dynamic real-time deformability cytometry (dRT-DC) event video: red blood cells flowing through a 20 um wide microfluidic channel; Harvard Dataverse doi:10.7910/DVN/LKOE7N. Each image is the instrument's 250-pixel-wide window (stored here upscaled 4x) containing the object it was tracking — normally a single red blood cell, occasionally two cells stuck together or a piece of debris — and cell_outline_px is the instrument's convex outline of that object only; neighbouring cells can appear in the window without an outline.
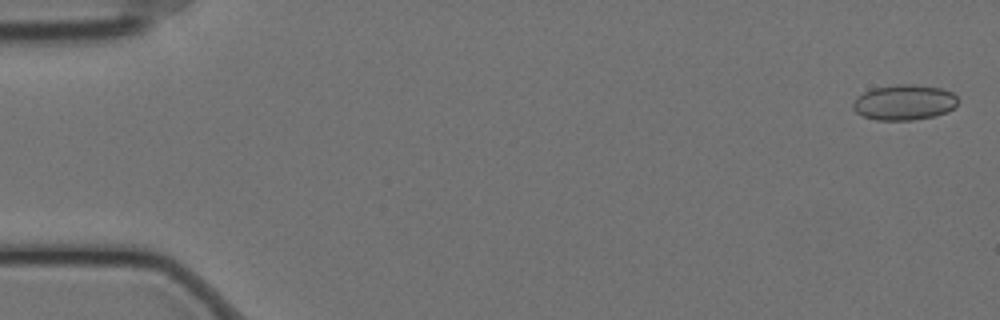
{"species": "Egyptian fruit bat (a non-hibernating species)", "species_latin": "Rousettus aegyptiacus", "temperature_condition": "cold", "stored_images_in_passage": 59, "camera_frame_rate_fps": 3000, "um_per_image_px": 0.085, "animal": {"sex": "female"}, "frame": {"image": 1, "passage_image": 2, "time_ms": 0.333, "image_size_px": [1000, 320], "cell_outline_px": [[960, 100], [948, 112], [936, 116], [912, 120], [876, 120], [864, 116], [856, 112], [852, 108], [852, 104], [856, 96], [872, 88], [896, 84], [912, 84], [940, 88], [952, 92]], "centroid_in_image_um": [76.85, 8.7], "position_along_channel_um": 8.2, "area_um2": 21.85}}
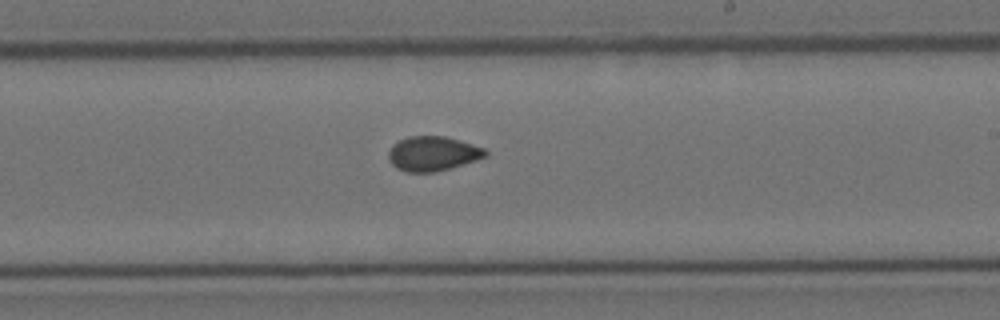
{"frame": {"image": 2, "passage_image": 35, "time_ms": 11.333, "image_size_px": [1000, 320], "cell_outline_px": [[488, 156], [476, 160], [448, 168], [432, 172], [404, 172], [396, 168], [388, 160], [388, 152], [392, 144], [408, 136], [444, 136], [460, 140], [484, 148], [488, 152]], "centroid_in_image_um": [36.76, 13.05], "position_along_channel_um": 252.2, "area_um2": 19.54}}
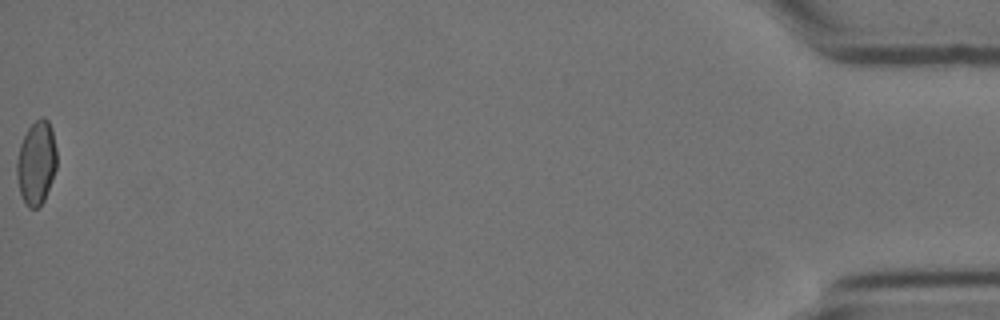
{"frame": {"image": 3, "passage_image": 59, "time_ms": 19.333, "image_size_px": [1000, 320], "cell_outline_px": [[56, 168], [52, 180], [44, 200], [36, 208], [28, 208], [20, 192], [16, 176], [16, 164], [20, 144], [28, 128], [40, 116], [44, 116], [48, 120], [52, 128], [56, 148]], "centroid_in_image_um": [3.09, 13.81], "position_along_channel_um": 432.1, "area_um2": 19.48}, "authors_computed_cell_mechanics": {"area_um2": 19.7676, "velocity_mm_per_s": 3.4929, "shape_relaxation_time_tau1_ms": null, "shape_relaxation_time_tau2_ms": 2.9967, "deformation_change_tau1": null, "deformation_change_tau2": 0.0601}}